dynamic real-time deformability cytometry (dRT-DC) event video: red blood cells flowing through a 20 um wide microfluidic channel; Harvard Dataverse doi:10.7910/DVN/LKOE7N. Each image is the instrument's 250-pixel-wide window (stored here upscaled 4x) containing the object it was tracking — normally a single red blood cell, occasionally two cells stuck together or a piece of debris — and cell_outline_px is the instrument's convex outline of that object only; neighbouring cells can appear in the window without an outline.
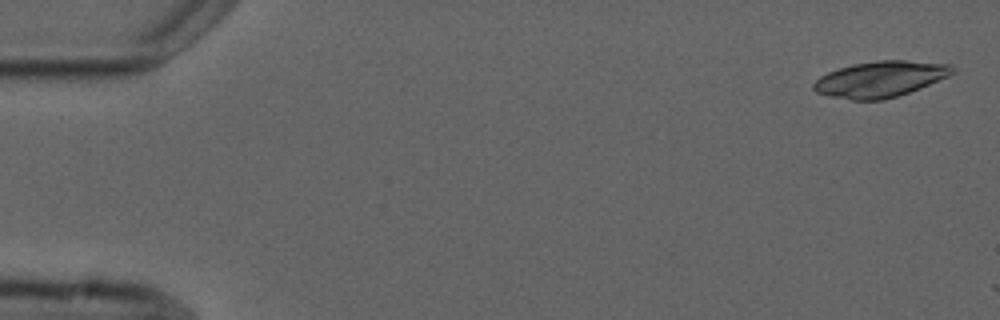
{"species": "common noctule bat (a hibernating species)", "species_latin": "Nyctalus noctula", "temperature_condition": "cold", "stored_images_in_passage": 2, "camera_frame_rate_fps": 3000, "um_per_image_px": 0.085, "animal": {"sex": "male", "forearm_length_mm": 52.5}, "frame": {"image": 1, "passage_image": 1, "time_ms": 0.0, "image_size_px": [1000, 320], "cell_outline_px": [[956, 72], [948, 76], [920, 88], [884, 100], [852, 100], [828, 96], [816, 92], [812, 88], [812, 84], [820, 76], [828, 72], [852, 64], [876, 60], [904, 60], [952, 64], [956, 68]], "centroid_in_image_um": [74.83, 6.72], "position_along_channel_um": 10.2, "area_um2": 29.19}}